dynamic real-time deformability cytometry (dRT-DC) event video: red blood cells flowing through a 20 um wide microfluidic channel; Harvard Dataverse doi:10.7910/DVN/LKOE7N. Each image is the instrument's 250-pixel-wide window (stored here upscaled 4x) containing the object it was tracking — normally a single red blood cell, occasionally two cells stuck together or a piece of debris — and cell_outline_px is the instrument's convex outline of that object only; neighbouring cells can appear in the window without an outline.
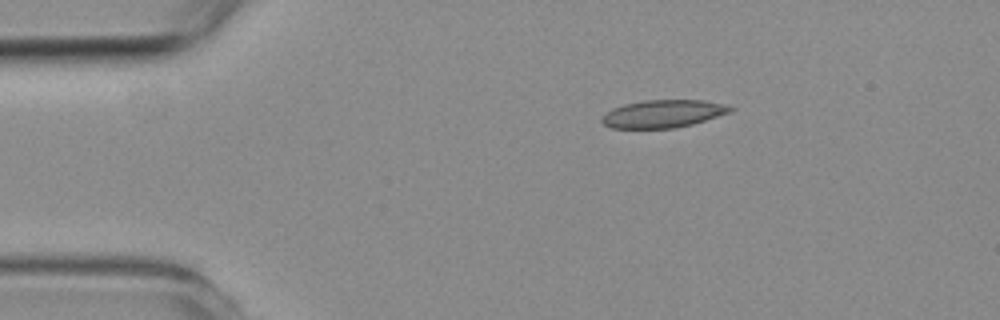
{"species": "common noctule bat (a hibernating species)", "species_latin": "Nyctalus noctula", "temperature_condition": "room temperature", "stored_images_in_passage": 5, "camera_frame_rate_fps": 3000, "um_per_image_px": 0.085, "animal": {"sex": "female", "body_mass_g": 19.3, "forearm_length_mm": 54.1}, "frame": {"image": 1, "passage_image": 1, "time_ms": 0.0, "image_size_px": [1000, 320], "cell_outline_px": [[736, 108], [728, 112], [692, 124], [676, 128], [612, 128], [604, 124], [600, 120], [612, 108], [624, 104], [644, 100], [704, 100], [728, 104]], "centroid_in_image_um": [56.38, 9.66], "position_along_channel_um": 28.6, "area_um2": 20.63}}
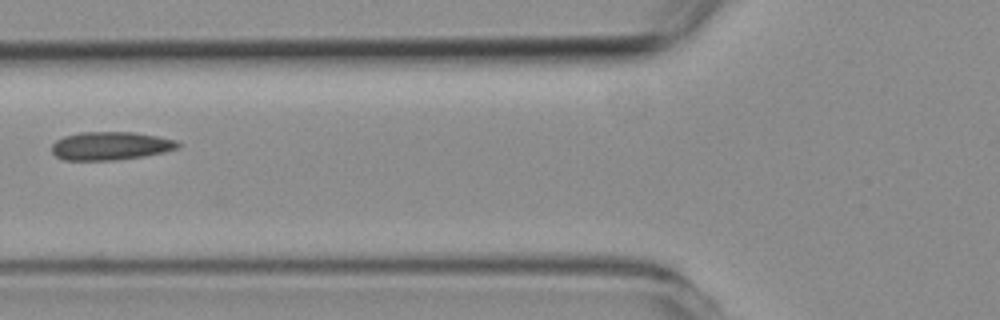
{"frame": {"image": 2, "passage_image": 4, "time_ms": 3.667, "image_size_px": [1000, 320], "cell_outline_px": [[180, 144], [176, 148], [164, 152], [144, 156], [116, 160], [64, 160], [56, 156], [52, 152], [52, 144], [56, 140], [64, 136], [80, 132], [132, 132], [156, 136], [176, 140]], "centroid_in_image_um": [9.36, 12.4], "position_along_channel_um": 116.4, "area_um2": 20.69}}
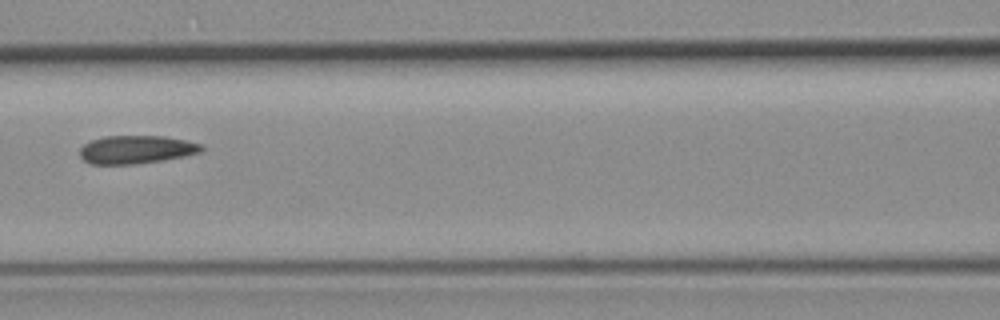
{"frame": {"image": 3, "passage_image": 5, "time_ms": 4.667, "image_size_px": [1000, 320], "cell_outline_px": [[204, 148], [200, 152], [184, 156], [160, 160], [132, 164], [88, 164], [80, 156], [80, 148], [84, 144], [92, 140], [104, 136], [164, 136], [204, 144]], "centroid_in_image_um": [11.57, 12.7], "position_along_channel_um": 155.0, "area_um2": 19.88}}